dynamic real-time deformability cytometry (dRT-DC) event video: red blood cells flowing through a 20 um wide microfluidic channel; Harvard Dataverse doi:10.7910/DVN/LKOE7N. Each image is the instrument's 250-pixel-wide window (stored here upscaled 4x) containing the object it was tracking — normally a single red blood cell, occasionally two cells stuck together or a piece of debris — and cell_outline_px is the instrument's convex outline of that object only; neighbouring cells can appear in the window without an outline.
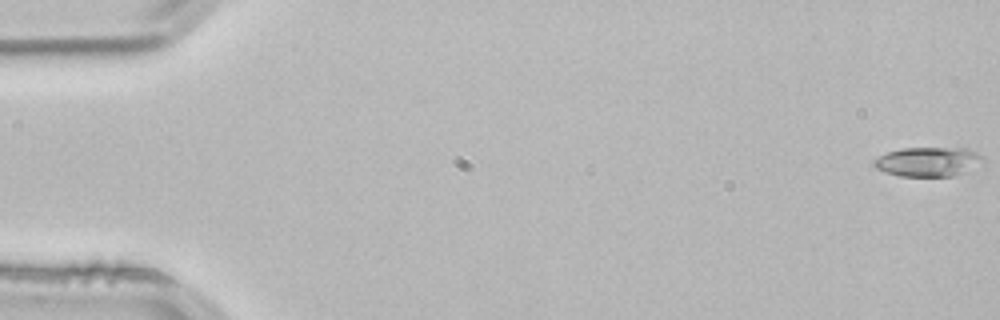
{"species": "common noctule bat (a hibernating species)", "species_latin": "Nyctalus noctula", "temperature_condition": "room temperature", "stored_images_in_passage": 53, "camera_frame_rate_fps": 3000, "um_per_image_px": 0.085, "animal": {"sex": "male", "body_mass_g": 21.5, "forearm_length_mm": 52.0}, "frame": {"image": 1, "passage_image": 1, "time_ms": 0.0, "image_size_px": [1000, 320], "cell_outline_px": [[984, 160], [952, 176], [900, 176], [884, 172], [876, 168], [872, 164], [872, 160], [888, 152], [900, 148], [968, 148], [980, 156]], "centroid_in_image_um": [78.77, 13.73], "position_along_channel_um": 6.2, "area_um2": 18.21}}
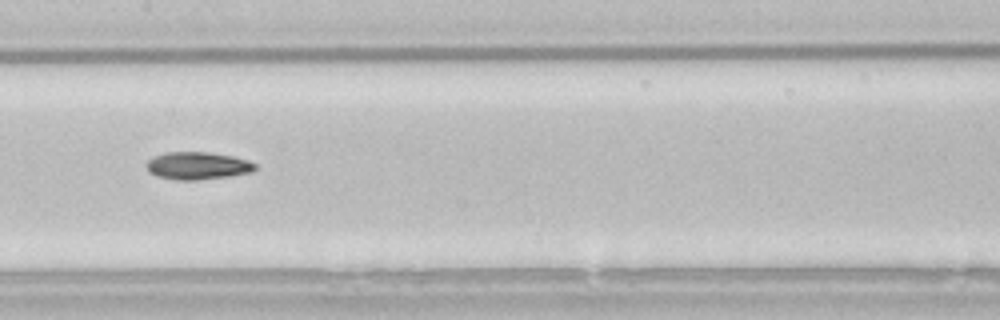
{"frame": {"image": 2, "passage_image": 27, "time_ms": 8.667, "image_size_px": [1000, 320], "cell_outline_px": [[256, 168], [252, 172], [228, 176], [200, 180], [176, 180], [156, 176], [148, 172], [144, 164], [152, 156], [164, 152], [208, 152], [232, 156], [248, 160], [256, 164]], "centroid_in_image_um": [16.74, 14.08], "position_along_channel_um": 190.7, "area_um2": 17.69}}
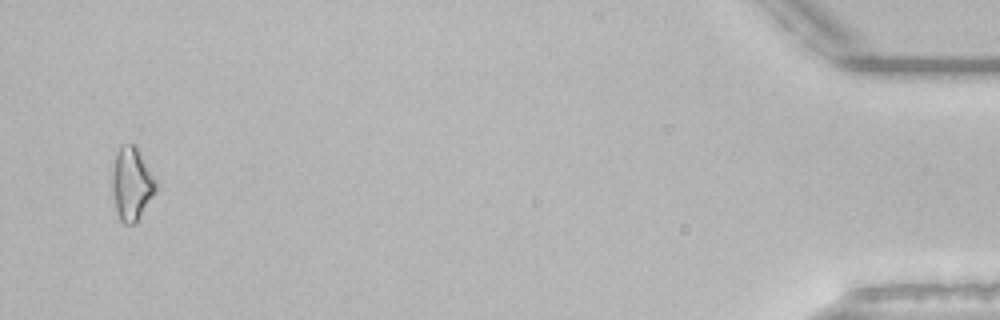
{"frame": {"image": 3, "passage_image": 52, "time_ms": 17.0, "image_size_px": [1000, 320], "cell_outline_px": [[156, 192], [140, 220], [136, 224], [124, 224], [120, 220], [116, 212], [112, 192], [112, 168], [116, 152], [124, 144], [136, 144], [156, 180]], "centroid_in_image_um": [11.2, 15.66], "position_along_channel_um": 424.0, "area_um2": 19.07}, "authors_computed_cell_mechanics": {"area_um2": 16.9932, "velocity_mm_per_s": 3.861, "shape_relaxation_time_tau1_ms": 6.9831, "shape_relaxation_time_tau2_ms": null, "deformation_change_tau1": 0.1574, "deformation_change_tau2": null}}